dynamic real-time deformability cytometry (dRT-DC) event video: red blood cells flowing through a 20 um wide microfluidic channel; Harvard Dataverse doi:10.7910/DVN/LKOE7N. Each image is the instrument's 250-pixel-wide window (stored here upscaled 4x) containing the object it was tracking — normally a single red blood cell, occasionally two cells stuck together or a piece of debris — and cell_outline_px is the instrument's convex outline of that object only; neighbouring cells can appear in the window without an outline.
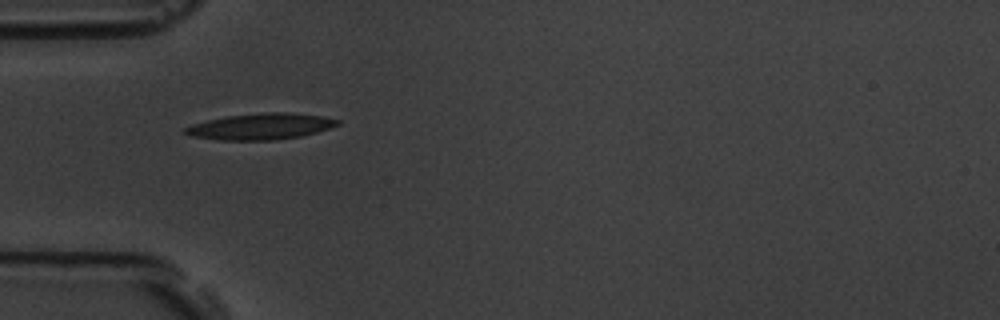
{"species": "common noctule bat (a hibernating species)", "species_latin": "Nyctalus noctula", "temperature_condition": "room temperature", "stored_images_in_passage": 39, "camera_frame_rate_fps": 3000, "um_per_image_px": 0.085, "animal": {"sex": "male", "body_mass_g": 19.5, "forearm_length_mm": 54.6}, "frame": {"image": 1, "passage_image": 1, "time_ms": 0.0, "image_size_px": [1000, 320], "cell_outline_px": [[340, 124], [316, 132], [300, 136], [272, 140], [220, 140], [192, 136], [184, 132], [184, 128], [192, 124], [208, 120], [228, 116], [264, 112], [284, 112], [320, 116], [340, 120]], "centroid_in_image_um": [22.14, 10.75], "position_along_channel_um": 62.9, "area_um2": 22.89}}
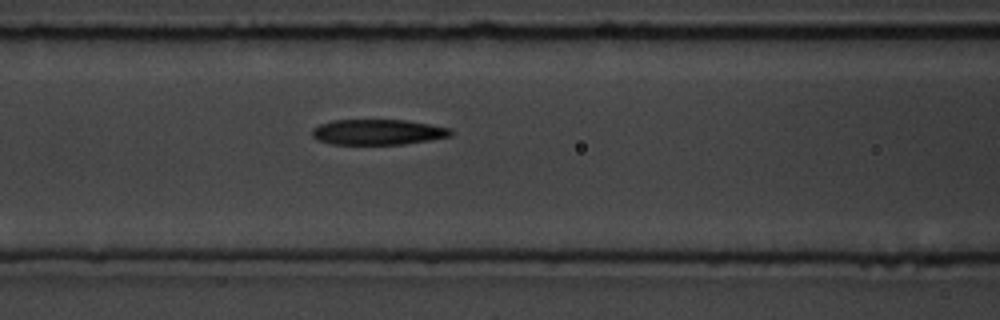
{"frame": {"image": 2, "passage_image": 7, "time_ms": 2.0, "image_size_px": [1000, 320], "cell_outline_px": [[452, 136], [404, 144], [332, 144], [316, 140], [312, 136], [312, 128], [320, 124], [332, 120], [404, 120], [452, 128]], "centroid_in_image_um": [32.09, 11.22], "position_along_channel_um": 134.5, "area_um2": 20.58}}
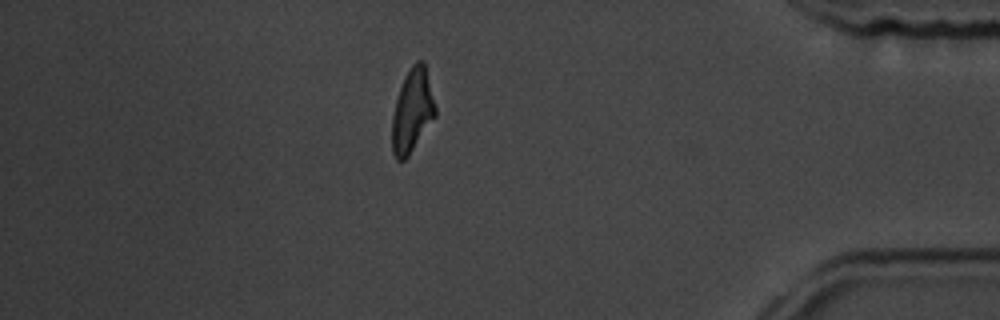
{"frame": {"image": 3, "passage_image": 32, "time_ms": 10.333, "image_size_px": [1000, 320], "cell_outline_px": [[436, 116], [408, 156], [404, 160], [396, 160], [392, 152], [392, 116], [396, 100], [404, 76], [412, 64], [416, 60], [424, 60], [436, 108]], "centroid_in_image_um": [35.04, 9.4], "position_along_channel_um": 400.2, "area_um2": 21.04}, "authors_computed_cell_mechanics": {"area_um2": 21.386, "velocity_mm_per_s": 3.6534, "shape_relaxation_time_tau1_ms": 4.1326, "shape_relaxation_time_tau2_ms": 5.6593, "deformation_change_tau1": 0.17, "deformation_change_tau2": 0.1658}}